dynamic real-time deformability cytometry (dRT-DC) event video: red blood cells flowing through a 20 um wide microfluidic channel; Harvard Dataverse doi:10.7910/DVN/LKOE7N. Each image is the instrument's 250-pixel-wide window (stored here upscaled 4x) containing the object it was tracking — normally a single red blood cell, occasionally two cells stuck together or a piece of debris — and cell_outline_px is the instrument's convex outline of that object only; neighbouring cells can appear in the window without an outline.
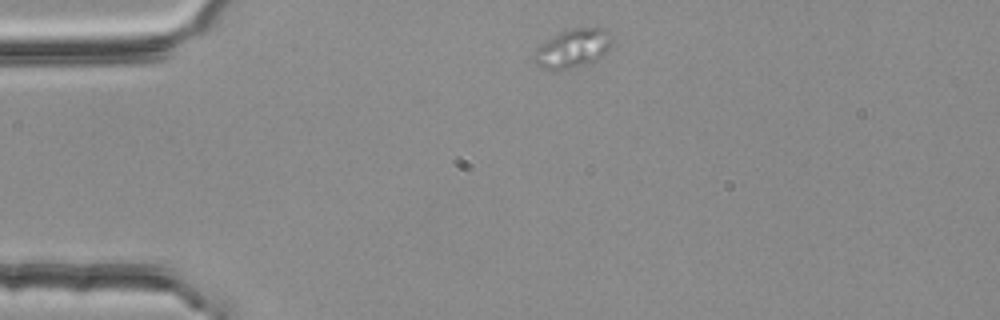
{"species": "common noctule bat (a hibernating species)", "species_latin": "Nyctalus noctula", "temperature_condition": "room temperature", "stored_images_in_passage": 3, "camera_frame_rate_fps": 3000, "um_per_image_px": 0.085, "animal": {"sex": "female", "body_mass_g": 25.1}, "frame": {"image": 1, "passage_image": 1, "time_ms": 0.0, "image_size_px": [1000, 320], "cell_outline_px": [[612, 40], [604, 56], [592, 64], [568, 68], [540, 68], [532, 60], [532, 56], [536, 48], [544, 40], [568, 28], [604, 28], [612, 32]], "centroid_in_image_um": [48.7, 4.09], "position_along_channel_um": 36.3, "area_um2": 17.92}}